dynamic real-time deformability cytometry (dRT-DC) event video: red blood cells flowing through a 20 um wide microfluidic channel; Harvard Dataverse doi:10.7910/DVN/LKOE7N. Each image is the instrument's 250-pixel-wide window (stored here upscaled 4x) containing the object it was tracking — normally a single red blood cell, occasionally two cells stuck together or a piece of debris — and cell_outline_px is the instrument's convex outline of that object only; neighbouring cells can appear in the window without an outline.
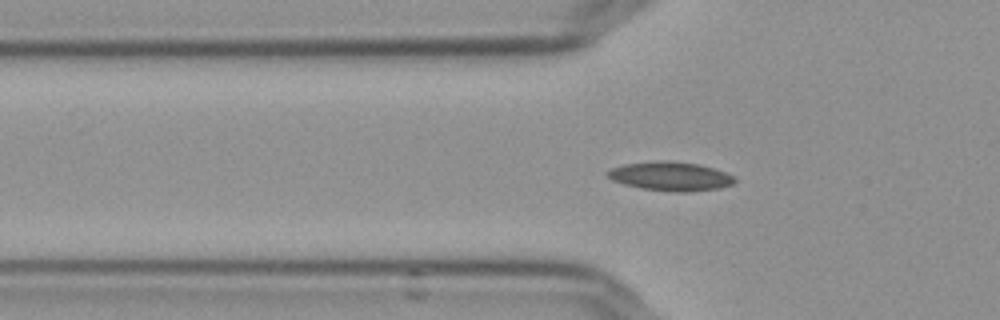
{"species": "Egyptian fruit bat (a non-hibernating species)", "species_latin": "Rousettus aegyptiacus", "temperature_condition": "cold", "stored_images_in_passage": 40, "camera_frame_rate_fps": 3000, "um_per_image_px": 0.085, "frame": {"image": 1, "passage_image": 2, "time_ms": 0.333, "image_size_px": [1000, 320], "cell_outline_px": [[736, 180], [732, 184], [720, 188], [688, 192], [676, 192], [640, 188], [624, 184], [612, 180], [604, 172], [612, 168], [624, 164], [656, 160], [668, 160], [696, 164], [712, 168], [724, 172], [732, 176]], "centroid_in_image_um": [56.95, 14.98], "position_along_channel_um": 68.9, "area_um2": 21.39}}
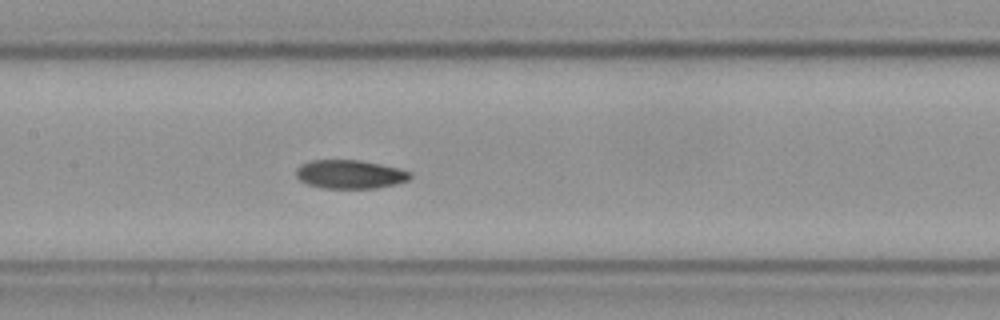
{"frame": {"image": 2, "passage_image": 11, "time_ms": 3.333, "image_size_px": [1000, 320], "cell_outline_px": [[412, 176], [408, 180], [376, 188], [324, 188], [308, 184], [300, 180], [296, 176], [296, 172], [304, 164], [312, 160], [360, 160], [400, 168], [412, 172]], "centroid_in_image_um": [29.79, 14.81], "position_along_channel_um": 177.6, "area_um2": 18.79}}
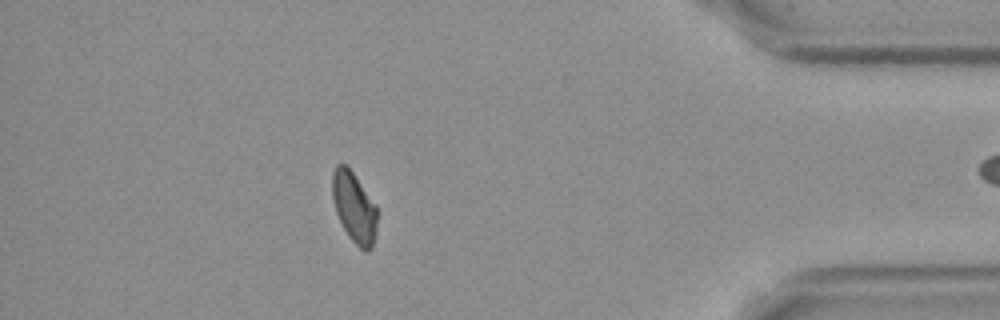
{"frame": {"image": 3, "passage_image": 33, "time_ms": 10.667, "image_size_px": [1000, 320], "cell_outline_px": [[376, 224], [372, 248], [368, 252], [364, 252], [348, 236], [336, 212], [332, 196], [332, 172], [336, 164], [344, 164], [352, 172], [376, 204]], "centroid_in_image_um": [30.09, 17.62], "position_along_channel_um": 405.1, "area_um2": 18.21}, "authors_computed_cell_mechanics": {"area_um2": 18.9295, "velocity_mm_per_s": 3.6327, "shape_relaxation_time_tau1_ms": null, "shape_relaxation_time_tau2_ms": 8.3019, "deformation_change_tau1": null, "deformation_change_tau2": 0.1237}}